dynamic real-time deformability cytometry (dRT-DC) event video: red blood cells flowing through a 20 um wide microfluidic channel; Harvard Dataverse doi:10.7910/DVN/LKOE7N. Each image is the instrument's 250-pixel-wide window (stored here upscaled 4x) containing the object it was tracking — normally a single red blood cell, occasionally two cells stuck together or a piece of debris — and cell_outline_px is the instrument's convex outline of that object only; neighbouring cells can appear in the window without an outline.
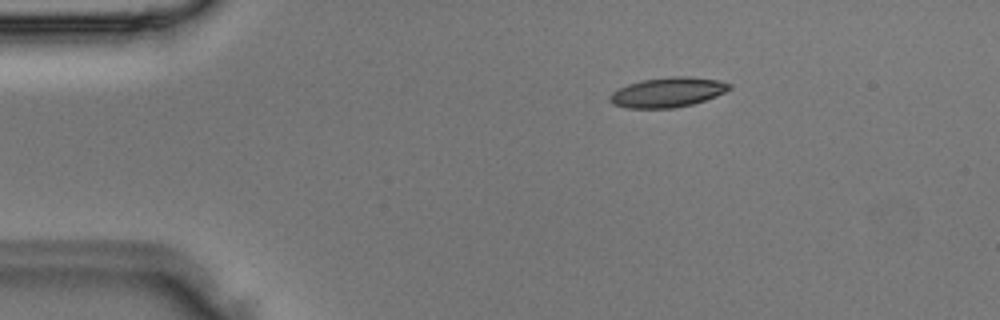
{"species": "Egyptian fruit bat (a non-hibernating species)", "species_latin": "Rousettus aegyptiacus", "temperature_condition": "room temperature", "stored_images_in_passage": 2, "camera_frame_rate_fps": 3000, "um_per_image_px": 0.085, "animal": {"sex": "male"}, "frame": {"image": 1, "passage_image": 1, "time_ms": 0.0, "image_size_px": [1000, 320], "cell_outline_px": [[732, 88], [716, 96], [692, 104], [672, 108], [628, 108], [612, 104], [608, 100], [608, 96], [612, 92], [628, 84], [644, 80], [672, 76], [688, 76], [720, 80], [732, 84]], "centroid_in_image_um": [56.75, 7.84], "position_along_channel_um": 28.2, "area_um2": 20.75}}